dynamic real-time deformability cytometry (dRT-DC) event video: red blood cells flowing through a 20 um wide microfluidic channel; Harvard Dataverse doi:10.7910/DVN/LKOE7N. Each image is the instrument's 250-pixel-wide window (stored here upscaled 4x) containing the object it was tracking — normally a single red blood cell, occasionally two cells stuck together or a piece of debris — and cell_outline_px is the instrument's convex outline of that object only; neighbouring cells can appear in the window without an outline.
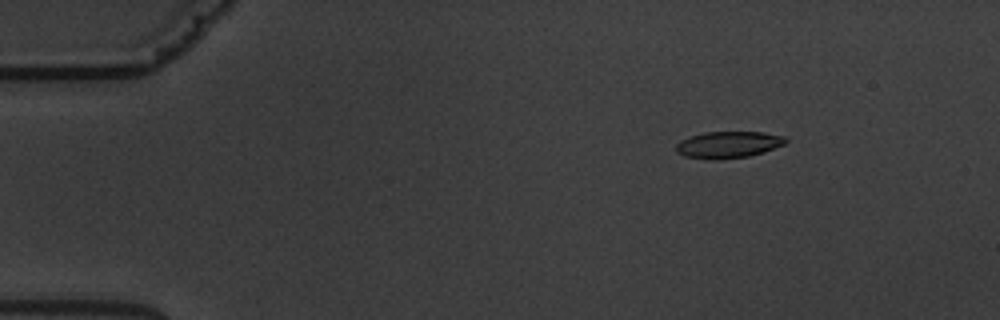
{"species": "common noctule bat (a hibernating species)", "species_latin": "Nyctalus noctula", "temperature_condition": "warm", "stored_images_in_passage": 7, "camera_frame_rate_fps": 3000, "um_per_image_px": 0.085, "animal": {"sex": "male", "body_mass_g": 19.5, "forearm_length_mm": 54.6}, "frame": {"image": 1, "passage_image": 3, "time_ms": 2.333, "image_size_px": [1000, 320], "cell_outline_px": [[788, 140], [784, 144], [764, 152], [748, 156], [720, 160], [708, 160], [684, 156], [676, 152], [676, 144], [680, 140], [704, 132], [764, 132], [784, 136]], "centroid_in_image_um": [61.89, 12.31], "position_along_channel_um": 23.1, "area_um2": 17.17}}
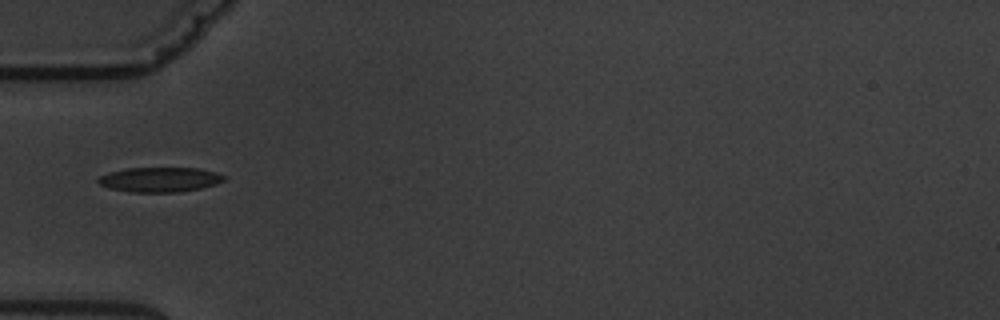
{"frame": {"image": 2, "passage_image": 6, "time_ms": 6.0, "image_size_px": [1000, 320], "cell_outline_px": [[224, 180], [216, 184], [200, 188], [180, 192], [132, 192], [108, 188], [100, 184], [96, 180], [100, 176], [108, 172], [124, 168], [200, 168], [216, 172], [224, 176]], "centroid_in_image_um": [13.55, 15.26], "position_along_channel_um": 71.4, "area_um2": 18.21}}